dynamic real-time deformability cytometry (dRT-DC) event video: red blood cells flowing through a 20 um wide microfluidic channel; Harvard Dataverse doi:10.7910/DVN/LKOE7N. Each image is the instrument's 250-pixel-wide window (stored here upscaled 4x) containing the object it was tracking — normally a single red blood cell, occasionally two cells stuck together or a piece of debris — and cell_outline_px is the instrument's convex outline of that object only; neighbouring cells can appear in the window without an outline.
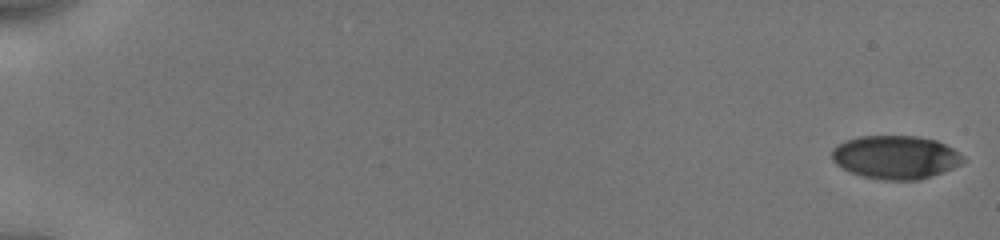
{"species": "human", "species_latin": "Homo sapiens", "temperature_condition": "cold", "stored_images_in_passage": 51, "camera_frame_rate_fps": 3000, "um_per_image_px": 0.085, "donor": {"sex": "male"}, "frame": {"image": 1, "passage_image": 1, "time_ms": 0.0, "image_size_px": [1000, 240], "cell_outline_px": [[968, 160], [952, 168], [932, 176], [916, 180], [884, 180], [864, 176], [852, 172], [836, 164], [832, 160], [832, 148], [836, 144], [844, 140], [860, 136], [916, 136], [936, 140], [952, 148], [964, 156]], "centroid_in_image_um": [76.12, 13.35], "position_along_channel_um": 8.9, "area_um2": 33.18}}
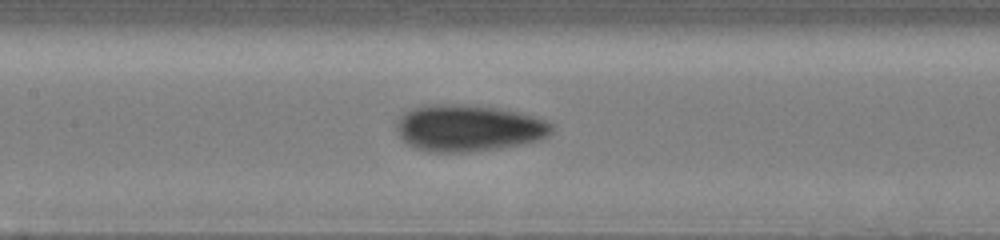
{"frame": {"image": 2, "passage_image": 36, "time_ms": 9.0, "image_size_px": [1000, 240], "cell_outline_px": [[552, 132], [548, 136], [540, 140], [520, 144], [472, 152], [428, 152], [412, 148], [396, 132], [396, 124], [400, 116], [404, 112], [412, 108], [428, 104], [464, 104], [500, 108], [520, 112], [544, 120], [552, 124]], "centroid_in_image_um": [39.78, 10.88], "position_along_channel_um": 167.6, "area_um2": 42.48}}
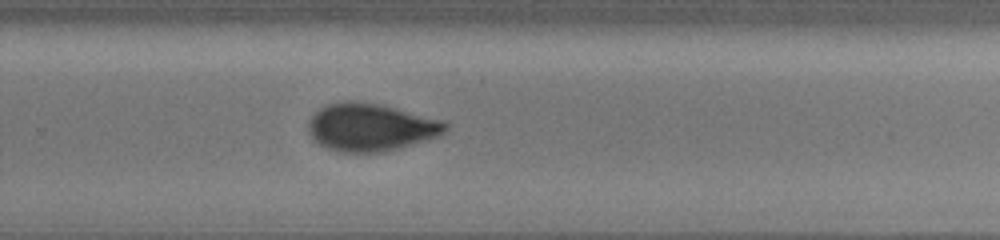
{"frame": {"image": 3, "passage_image": 50, "time_ms": 12.333, "image_size_px": [1000, 240], "cell_outline_px": [[448, 128], [440, 136], [400, 148], [380, 152], [340, 152], [328, 148], [320, 144], [308, 132], [308, 124], [312, 116], [320, 108], [328, 104], [344, 100], [356, 100], [380, 104], [444, 120], [448, 124]], "centroid_in_image_um": [31.54, 10.8], "position_along_channel_um": 298.3, "area_um2": 38.15}}